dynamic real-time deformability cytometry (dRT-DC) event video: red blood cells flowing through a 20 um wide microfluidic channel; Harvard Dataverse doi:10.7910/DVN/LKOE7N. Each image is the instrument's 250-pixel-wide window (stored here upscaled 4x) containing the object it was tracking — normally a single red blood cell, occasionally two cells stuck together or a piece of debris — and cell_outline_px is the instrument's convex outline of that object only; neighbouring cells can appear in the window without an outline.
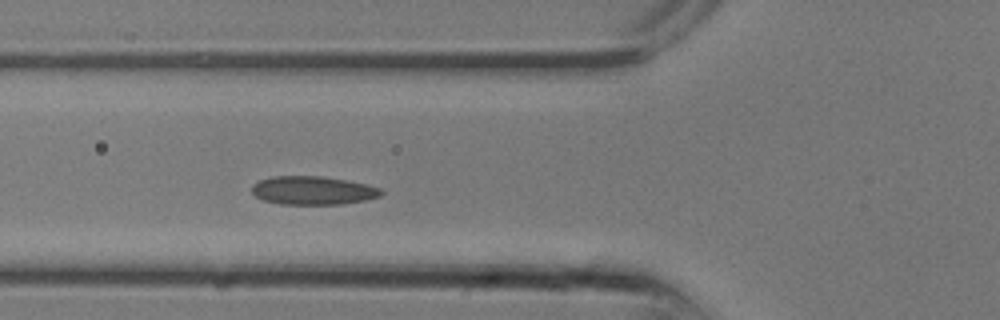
{"species": "common noctule bat (a hibernating species)", "species_latin": "Nyctalus noctula", "temperature_condition": "room temperature", "stored_images_in_passage": 3, "camera_frame_rate_fps": 3000, "um_per_image_px": 0.085, "animal": {"sex": "male", "body_mass_g": 13.3}, "frame": {"image": 1, "passage_image": 2, "time_ms": 0.333, "image_size_px": [1000, 320], "cell_outline_px": [[384, 192], [380, 196], [364, 200], [340, 204], [280, 204], [264, 200], [256, 196], [252, 192], [252, 184], [260, 180], [272, 176], [320, 176], [348, 180], [380, 188]], "centroid_in_image_um": [26.58, 16.18], "position_along_channel_um": 99.2, "area_um2": 21.33}}